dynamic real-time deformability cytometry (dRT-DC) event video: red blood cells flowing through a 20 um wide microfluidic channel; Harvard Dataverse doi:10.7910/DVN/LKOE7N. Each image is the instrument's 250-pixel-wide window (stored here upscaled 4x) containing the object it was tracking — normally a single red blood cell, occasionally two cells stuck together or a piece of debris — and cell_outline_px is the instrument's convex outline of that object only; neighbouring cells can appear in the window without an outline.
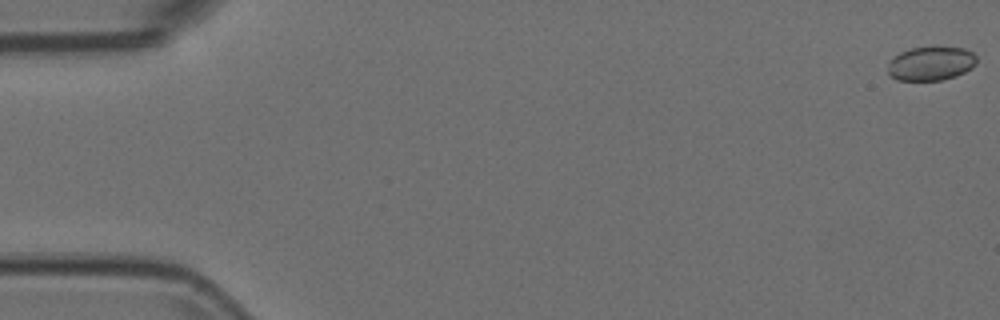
{"species": "Egyptian fruit bat (a non-hibernating species)", "species_latin": "Rousettus aegyptiacus", "temperature_condition": "room temperature", "stored_images_in_passage": 55, "camera_frame_rate_fps": 3000, "um_per_image_px": 0.085, "animal": {"sex": "female"}, "frame": {"image": 1, "passage_image": 1, "time_ms": 0.0, "image_size_px": [1000, 320], "cell_outline_px": [[976, 64], [972, 68], [956, 76], [944, 80], [896, 80], [888, 72], [888, 60], [892, 56], [900, 52], [912, 48], [936, 44], [964, 48], [972, 52], [976, 56]], "centroid_in_image_um": [79.13, 5.35], "position_along_channel_um": 5.9, "area_um2": 18.26}}
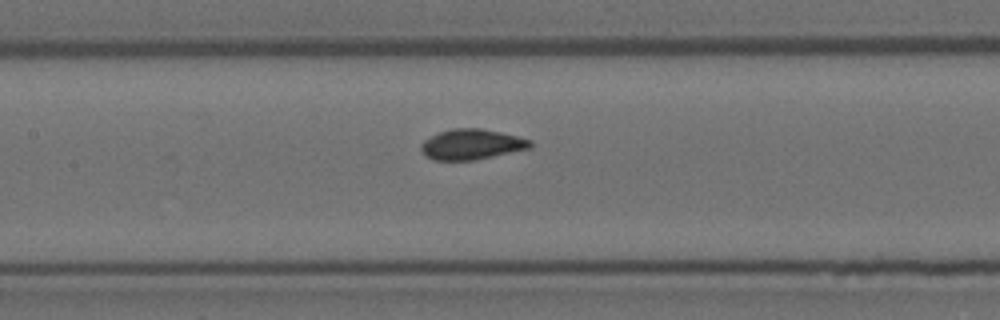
{"frame": {"image": 2, "passage_image": 26, "time_ms": 8.333, "image_size_px": [1000, 320], "cell_outline_px": [[532, 148], [476, 160], [432, 160], [424, 156], [420, 148], [420, 144], [424, 140], [440, 132], [452, 128], [480, 128], [500, 132], [532, 140]], "centroid_in_image_um": [40.08, 12.28], "position_along_channel_um": 167.3, "area_um2": 19.48}}
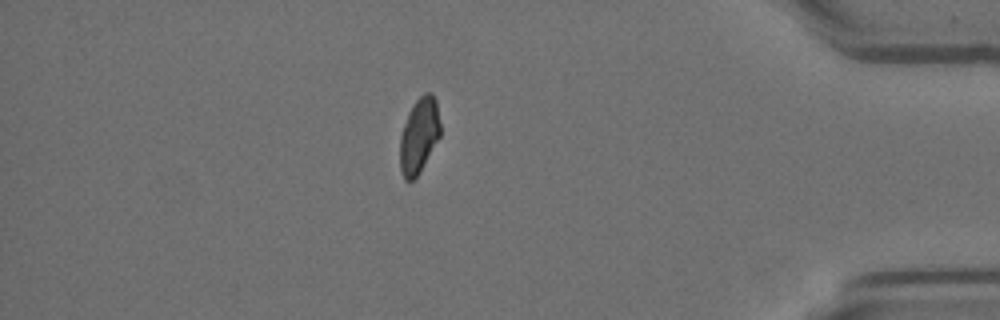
{"frame": {"image": 3, "passage_image": 48, "time_ms": 15.667, "image_size_px": [1000, 320], "cell_outline_px": [[440, 136], [420, 172], [412, 180], [404, 180], [400, 168], [400, 136], [408, 112], [412, 104], [424, 92], [432, 92], [436, 100], [440, 124]], "centroid_in_image_um": [35.62, 11.49], "position_along_channel_um": 399.6, "area_um2": 17.74}}